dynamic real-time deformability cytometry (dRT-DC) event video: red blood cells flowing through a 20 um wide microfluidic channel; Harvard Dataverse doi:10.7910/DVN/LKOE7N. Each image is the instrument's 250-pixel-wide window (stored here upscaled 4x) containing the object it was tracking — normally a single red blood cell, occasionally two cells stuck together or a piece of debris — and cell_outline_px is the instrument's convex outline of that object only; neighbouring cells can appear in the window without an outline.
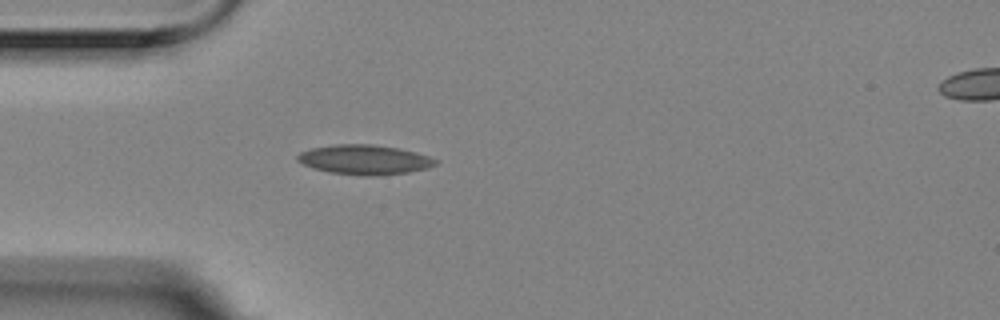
{"species": "Egyptian fruit bat (a non-hibernating species)", "species_latin": "Rousettus aegyptiacus", "temperature_condition": "room temperature", "stored_images_in_passage": 4, "segment_of_instrument_passage": [1, 2], "camera_frame_rate_fps": 3000, "um_per_image_px": 0.085, "animal": {"sex": "female"}, "frame": {"image": 1, "passage_image": 3, "time_ms": 0.667, "image_size_px": [1000, 320], "cell_outline_px": [[440, 160], [436, 164], [428, 168], [408, 172], [376, 176], [364, 176], [328, 172], [312, 168], [296, 160], [296, 156], [300, 152], [312, 148], [332, 144], [372, 144], [400, 148], [416, 152]], "centroid_in_image_um": [30.99, 13.57], "position_along_channel_um": 54.0, "area_um2": 24.1}}